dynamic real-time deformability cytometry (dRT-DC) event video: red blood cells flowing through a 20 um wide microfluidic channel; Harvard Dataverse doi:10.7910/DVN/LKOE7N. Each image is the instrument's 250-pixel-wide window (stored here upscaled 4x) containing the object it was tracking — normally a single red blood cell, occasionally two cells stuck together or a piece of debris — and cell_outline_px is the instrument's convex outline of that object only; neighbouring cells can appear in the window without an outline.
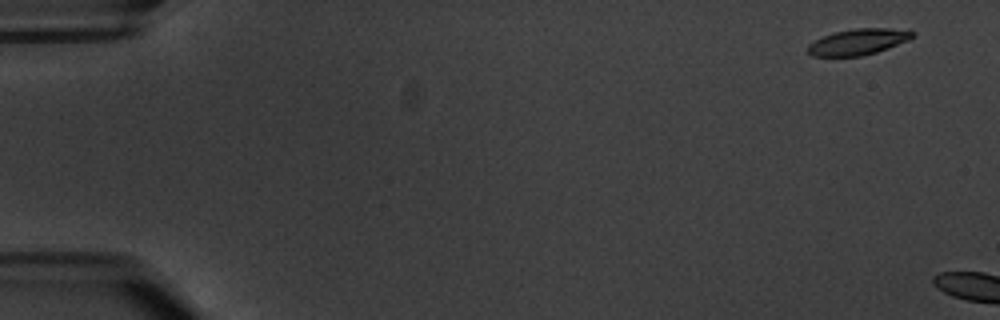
{"species": "common noctule bat (a hibernating species)", "species_latin": "Nyctalus noctula", "temperature_condition": "warm", "stored_images_in_passage": 2, "camera_frame_rate_fps": 3000, "um_per_image_px": 0.085, "animal": {"sex": "male", "body_mass_g": 20.1, "forearm_length_mm": 53.5}, "frame": {"image": 1, "passage_image": 1, "time_ms": 0.0, "image_size_px": [1000, 320], "cell_outline_px": [[916, 32], [908, 40], [888, 48], [876, 52], [860, 56], [812, 56], [808, 52], [808, 44], [824, 36], [836, 32], [856, 28], [908, 28]], "centroid_in_image_um": [73.0, 3.54], "position_along_channel_um": 12.0, "area_um2": 15.84}}